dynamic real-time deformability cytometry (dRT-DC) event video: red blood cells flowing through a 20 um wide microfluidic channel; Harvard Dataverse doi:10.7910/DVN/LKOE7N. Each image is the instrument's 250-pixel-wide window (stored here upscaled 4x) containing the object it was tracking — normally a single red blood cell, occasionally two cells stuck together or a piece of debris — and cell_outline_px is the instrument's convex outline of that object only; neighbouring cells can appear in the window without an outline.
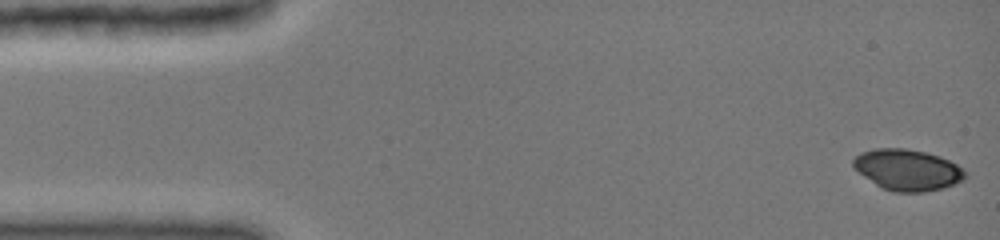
{"species": "common noctule bat (a hibernating species)", "species_latin": "Nyctalus noctula", "temperature_condition": "cold", "stored_images_in_passage": 13, "camera_frame_rate_fps": 3000, "um_per_image_px": 0.085, "animal": {"sex": "female", "body_mass_g": 19.0, "forearm_length_mm": 51.5}, "frame": {"image": 1, "passage_image": 1, "time_ms": 0.0, "image_size_px": [1000, 240], "cell_outline_px": [[968, 176], [964, 180], [944, 188], [924, 192], [892, 192], [876, 184], [864, 176], [852, 164], [852, 160], [860, 152], [876, 148], [904, 148], [924, 152], [940, 156], [956, 164]], "centroid_in_image_um": [77.15, 14.44], "position_along_channel_um": 7.9, "area_um2": 26.65}}
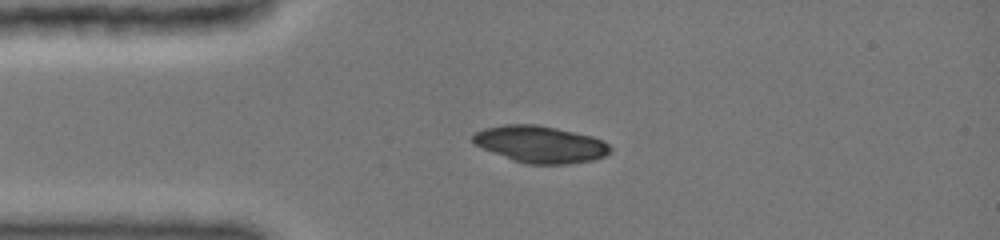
{"frame": {"image": 2, "passage_image": 11, "time_ms": 3.333, "image_size_px": [1000, 240], "cell_outline_px": [[612, 152], [604, 156], [592, 160], [568, 164], [524, 164], [512, 160], [484, 148], [476, 144], [472, 140], [472, 136], [476, 132], [484, 128], [504, 124], [536, 124], [556, 128], [592, 136], [604, 140], [612, 148]], "centroid_in_image_um": [45.96, 12.26], "position_along_channel_um": 39.0, "area_um2": 29.48}}
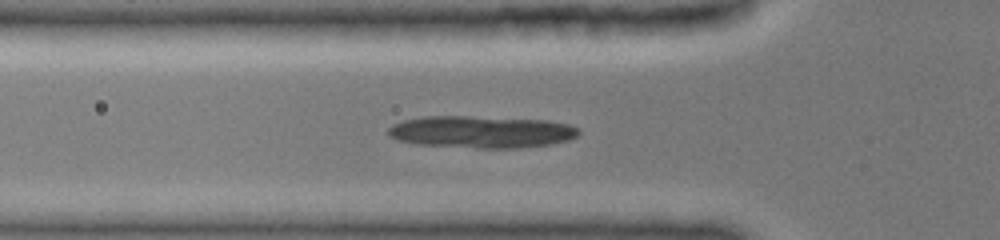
{"frame": {"image": 3, "passage_image": 13, "time_ms": 5.0, "image_size_px": [1000, 240], "cell_outline_px": [[580, 132], [576, 136], [568, 140], [552, 144], [520, 148], [476, 148], [416, 144], [396, 140], [388, 136], [388, 128], [392, 124], [404, 120], [424, 116], [468, 116], [548, 120], [568, 124], [576, 128]], "centroid_in_image_um": [40.88, 11.21], "position_along_channel_um": 84.9, "area_um2": 35.84}}